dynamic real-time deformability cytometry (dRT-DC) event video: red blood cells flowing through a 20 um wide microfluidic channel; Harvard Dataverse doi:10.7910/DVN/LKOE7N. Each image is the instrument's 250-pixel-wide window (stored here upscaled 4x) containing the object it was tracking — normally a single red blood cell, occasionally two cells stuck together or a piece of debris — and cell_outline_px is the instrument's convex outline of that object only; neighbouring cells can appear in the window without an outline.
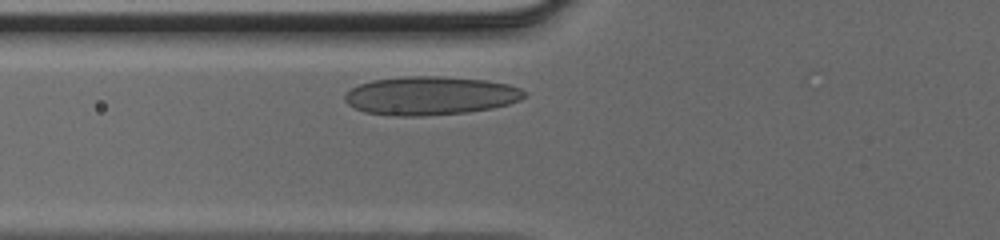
{"species": "human", "species_latin": "Homo sapiens", "temperature_condition": "cold", "stored_images_in_passage": 27, "camera_frame_rate_fps": 3000, "um_per_image_px": 0.085, "donor": {"sex": "male"}, "frame": {"image": 1, "passage_image": 6, "time_ms": 1.667, "image_size_px": [1000, 240], "cell_outline_px": [[524, 96], [520, 100], [508, 104], [492, 108], [468, 112], [424, 116], [388, 116], [364, 112], [348, 104], [344, 100], [344, 96], [352, 88], [360, 84], [372, 80], [404, 76], [440, 76], [488, 80], [508, 84], [520, 88], [524, 92]], "centroid_in_image_um": [36.56, 8.14], "position_along_channel_um": 89.2, "area_um2": 40.46}}
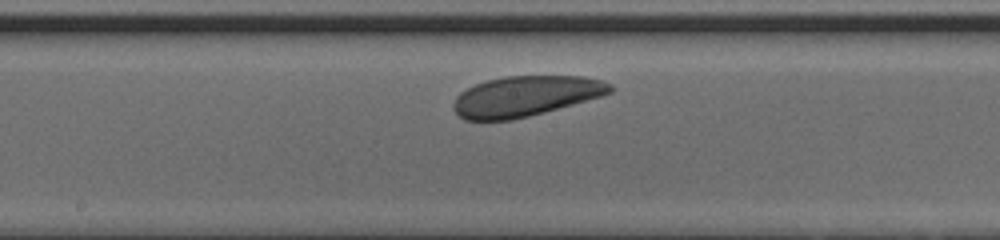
{"frame": {"image": 2, "passage_image": 14, "time_ms": 4.333, "image_size_px": [1000, 240], "cell_outline_px": [[612, 92], [600, 96], [544, 112], [512, 120], [464, 120], [452, 108], [452, 104], [456, 96], [460, 92], [476, 84], [488, 80], [504, 76], [584, 76], [600, 80], [612, 84]], "centroid_in_image_um": [44.63, 8.17], "position_along_channel_um": 203.6, "area_um2": 36.59}}
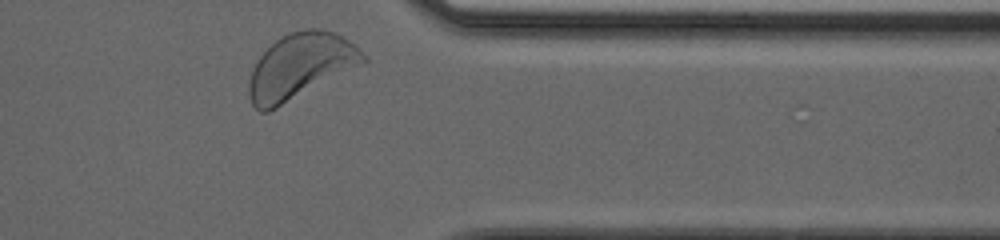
{"frame": {"image": 3, "passage_image": 27, "time_ms": 8.667, "image_size_px": [1000, 240], "cell_outline_px": [[368, 60], [364, 64], [268, 112], [260, 112], [252, 104], [248, 96], [248, 80], [252, 68], [256, 60], [276, 40], [292, 32], [304, 28], [320, 28], [332, 32], [356, 44], [360, 48]], "centroid_in_image_um": [25.53, 5.64], "position_along_channel_um": 385.9, "area_um2": 43.58}}